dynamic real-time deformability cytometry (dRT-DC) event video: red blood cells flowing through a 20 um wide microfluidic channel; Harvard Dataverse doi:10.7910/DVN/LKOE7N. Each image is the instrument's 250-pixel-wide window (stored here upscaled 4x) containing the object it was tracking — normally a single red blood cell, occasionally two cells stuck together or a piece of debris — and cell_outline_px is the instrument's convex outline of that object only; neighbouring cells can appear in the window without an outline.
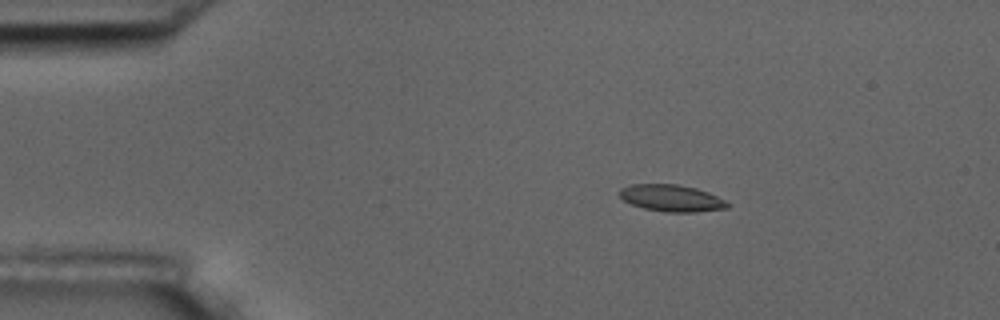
{"species": "common noctule bat (a hibernating species)", "species_latin": "Nyctalus noctula", "temperature_condition": "room temperature", "stored_images_in_passage": 54, "camera_frame_rate_fps": 3000, "um_per_image_px": 0.085, "animal": {"sex": "male", "body_mass_g": 17.5, "forearm_length_mm": 52.3}, "frame": {"image": 1, "passage_image": 8, "time_ms": 2.333, "image_size_px": [1000, 320], "cell_outline_px": [[728, 208], [696, 212], [664, 212], [644, 208], [632, 204], [624, 200], [620, 196], [620, 188], [632, 184], [676, 184], [696, 188], [708, 192], [724, 200], [728, 204]], "centroid_in_image_um": [57.07, 16.84], "position_along_channel_um": 27.9, "area_um2": 16.7}}
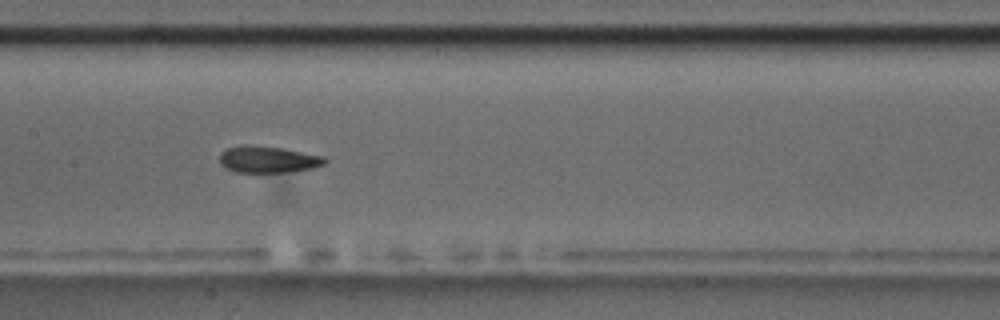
{"frame": {"image": 2, "passage_image": 26, "time_ms": 8.333, "image_size_px": [1000, 320], "cell_outline_px": [[328, 160], [324, 164], [312, 168], [288, 172], [236, 172], [220, 164], [220, 152], [228, 148], [240, 144], [248, 144], [284, 148], [324, 156]], "centroid_in_image_um": [22.78, 13.53], "position_along_channel_um": 184.6, "area_um2": 16.47}}
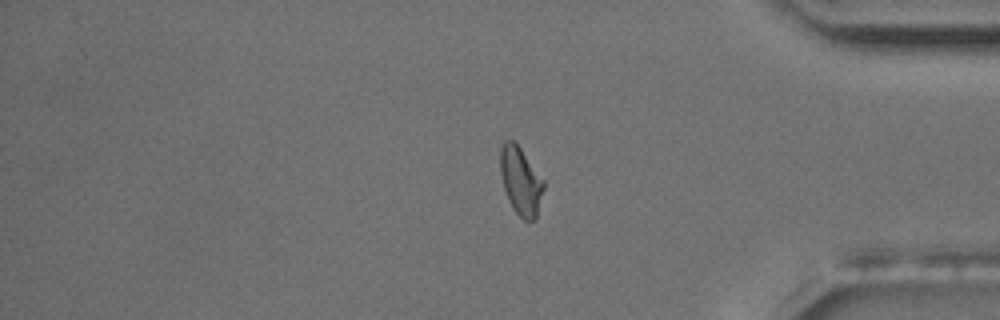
{"frame": {"image": 3, "passage_image": 45, "time_ms": 14.667, "image_size_px": [1000, 320], "cell_outline_px": [[544, 188], [536, 220], [524, 220], [512, 208], [508, 200], [504, 188], [500, 172], [500, 148], [504, 140], [512, 140], [520, 148], [544, 180]], "centroid_in_image_um": [44.26, 15.39], "position_along_channel_um": 390.9, "area_um2": 17.11}, "authors_computed_cell_mechanics": {"area_um2": 17.1377, "velocity_mm_per_s": 3.6022, "shape_relaxation_time_tau1_ms": 7.3481, "shape_relaxation_time_tau2_ms": 2.8401, "deformation_change_tau1": 0.1678, "deformation_change_tau2": 0.0789}}